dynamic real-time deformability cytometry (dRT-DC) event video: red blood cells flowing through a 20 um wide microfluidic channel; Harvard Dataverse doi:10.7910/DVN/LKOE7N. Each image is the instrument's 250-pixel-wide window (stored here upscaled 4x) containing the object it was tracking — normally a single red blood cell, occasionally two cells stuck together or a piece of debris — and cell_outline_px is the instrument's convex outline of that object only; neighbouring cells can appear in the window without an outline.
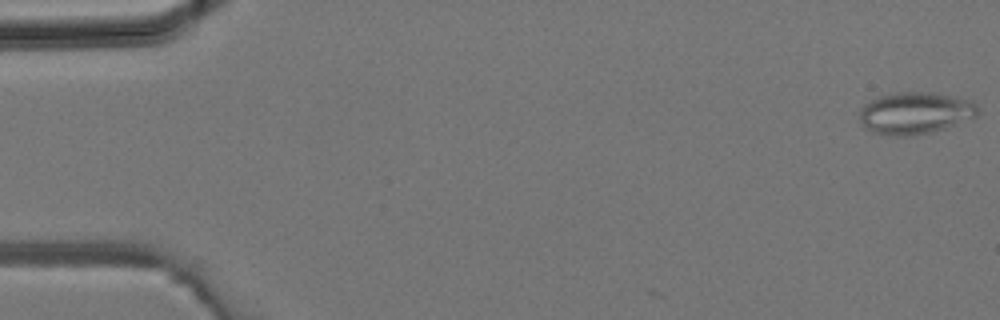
{"species": "common noctule bat (a hibernating species)", "species_latin": "Nyctalus noctula", "temperature_condition": "room temperature", "stored_images_in_passage": 2, "camera_frame_rate_fps": 3000, "um_per_image_px": 0.085, "animal": {"sex": "male", "body_mass_g": 19.2, "forearm_length_mm": 51.8}, "frame": {"image": 1, "passage_image": 2, "time_ms": 0.333, "image_size_px": [1000, 320], "cell_outline_px": [[980, 112], [976, 116], [944, 128], [932, 132], [908, 136], [888, 136], [872, 132], [864, 128], [860, 124], [860, 108], [864, 104], [880, 96], [900, 92], [928, 92], [952, 96], [972, 100], [976, 104]], "centroid_in_image_um": [77.76, 9.62], "position_along_channel_um": 7.2, "area_um2": 28.96}}